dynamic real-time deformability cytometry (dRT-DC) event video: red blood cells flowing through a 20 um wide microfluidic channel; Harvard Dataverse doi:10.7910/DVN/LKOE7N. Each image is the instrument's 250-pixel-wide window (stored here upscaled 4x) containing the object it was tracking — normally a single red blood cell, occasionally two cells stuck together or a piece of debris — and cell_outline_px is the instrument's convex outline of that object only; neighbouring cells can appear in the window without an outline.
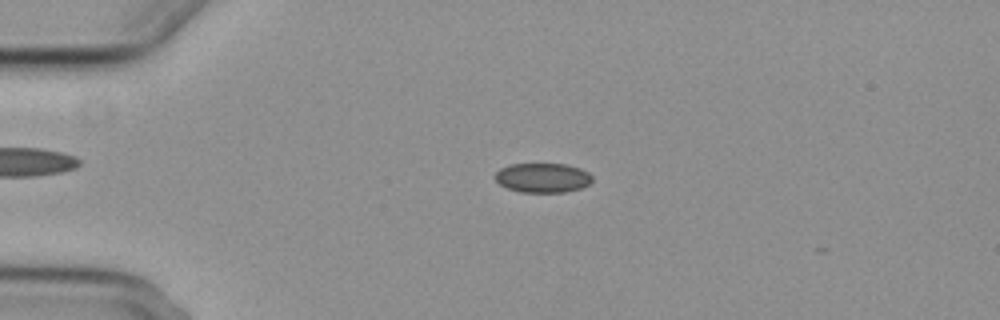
{"species": "common noctule bat (a hibernating species)", "species_latin": "Nyctalus noctula", "temperature_condition": "cold", "stored_images_in_passage": 3, "camera_frame_rate_fps": 3000, "um_per_image_px": 0.085, "animal": {"sex": "female", "body_mass_g": 29.2, "forearm_length_mm": 56.3}, "frame": {"image": 1, "passage_image": 2, "time_ms": 2.0, "image_size_px": [1000, 320], "cell_outline_px": [[592, 180], [588, 184], [580, 188], [564, 192], [520, 192], [508, 188], [500, 184], [496, 180], [496, 172], [500, 168], [508, 164], [564, 164], [580, 168], [588, 172], [592, 176]], "centroid_in_image_um": [46.12, 15.1], "position_along_channel_um": 38.9, "area_um2": 16.59}}